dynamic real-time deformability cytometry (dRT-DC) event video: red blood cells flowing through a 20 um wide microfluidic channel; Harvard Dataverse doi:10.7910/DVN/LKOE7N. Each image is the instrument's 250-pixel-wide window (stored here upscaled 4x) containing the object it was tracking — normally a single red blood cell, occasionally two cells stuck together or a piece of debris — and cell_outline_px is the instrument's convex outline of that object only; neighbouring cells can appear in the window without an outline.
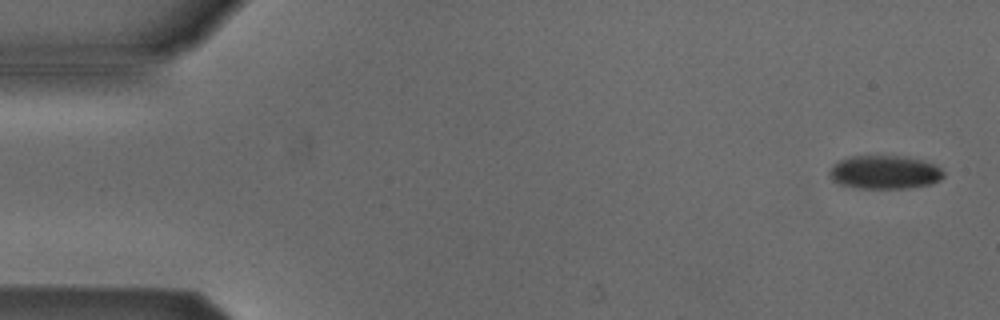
{"species": "Egyptian fruit bat (a non-hibernating species)", "species_latin": "Rousettus aegyptiacus", "temperature_condition": "cold", "stored_images_in_passage": 4, "camera_frame_rate_fps": 3000, "um_per_image_px": 0.085, "animal": {"sex": "male"}, "frame": {"image": 1, "passage_image": 1, "time_ms": 0.0, "image_size_px": [1000, 320], "cell_outline_px": [[944, 176], [940, 180], [932, 184], [908, 188], [860, 188], [840, 184], [832, 180], [828, 176], [828, 172], [840, 160], [852, 156], [896, 156], [920, 160], [932, 164], [940, 168], [944, 172]], "centroid_in_image_um": [75.19, 14.65], "position_along_channel_um": 9.8, "area_um2": 22.02}}